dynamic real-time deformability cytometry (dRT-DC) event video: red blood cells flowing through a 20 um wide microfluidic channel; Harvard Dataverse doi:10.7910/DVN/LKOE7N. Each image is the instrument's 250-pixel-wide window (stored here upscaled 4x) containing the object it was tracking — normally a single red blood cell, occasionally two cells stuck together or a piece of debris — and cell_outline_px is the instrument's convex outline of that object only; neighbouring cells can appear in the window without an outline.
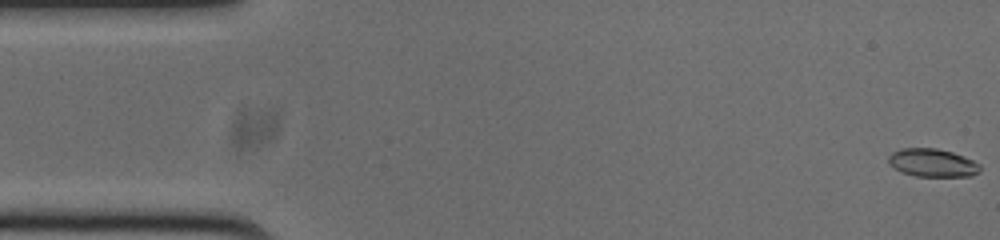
{"species": "common noctule bat (a hibernating species)", "species_latin": "Nyctalus noctula", "temperature_condition": "cold", "stored_images_in_passage": 53, "camera_frame_rate_fps": 3000, "um_per_image_px": 0.085, "animal": {"sex": "male", "body_mass_g": 20.0, "forearm_length_mm": 53.3}, "frame": {"image": 1, "passage_image": 1, "time_ms": 0.0, "image_size_px": [1000, 240], "cell_outline_px": [[980, 172], [972, 176], [916, 176], [900, 172], [888, 164], [888, 156], [892, 152], [900, 148], [936, 148], [952, 152], [964, 156], [980, 164]], "centroid_in_image_um": [79.24, 13.84], "position_along_channel_um": 5.8, "area_um2": 15.14}}
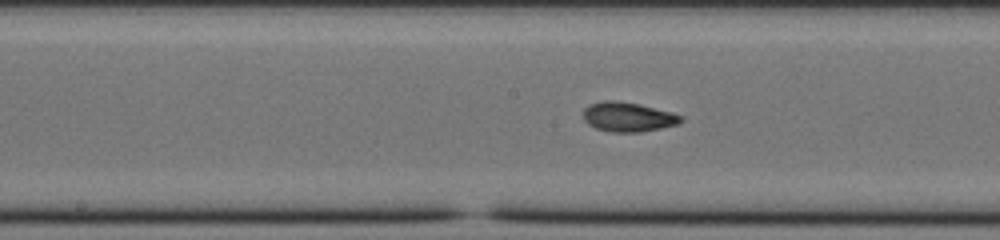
{"frame": {"image": 2, "passage_image": 26, "time_ms": 8.333, "image_size_px": [1000, 240], "cell_outline_px": [[680, 124], [640, 132], [612, 132], [596, 128], [588, 124], [584, 120], [584, 108], [588, 104], [604, 100], [612, 100], [640, 104], [672, 112], [680, 116]], "centroid_in_image_um": [53.35, 9.93], "position_along_channel_um": 194.9, "area_um2": 16.7}}
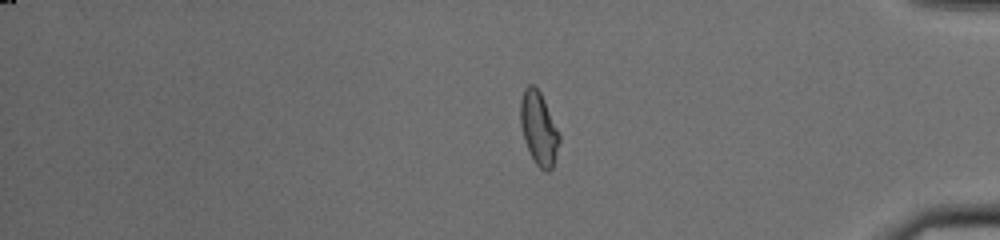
{"frame": {"image": 3, "passage_image": 44, "time_ms": 14.333, "image_size_px": [1000, 240], "cell_outline_px": [[560, 140], [552, 168], [548, 172], [544, 172], [536, 164], [524, 140], [520, 124], [520, 100], [524, 88], [528, 84], [532, 84], [540, 92], [544, 100], [560, 136]], "centroid_in_image_um": [45.77, 10.91], "position_along_channel_um": 389.4, "area_um2": 16.36}, "authors_computed_cell_mechanics": {"area_um2": 16.1262, "velocity_mm_per_s": 3.7785, "shape_relaxation_time_tau1_ms": 5.2598, "shape_relaxation_time_tau2_ms": 2.9784, "deformation_change_tau1": 0.1793, "deformation_change_tau2": 0.0864}}